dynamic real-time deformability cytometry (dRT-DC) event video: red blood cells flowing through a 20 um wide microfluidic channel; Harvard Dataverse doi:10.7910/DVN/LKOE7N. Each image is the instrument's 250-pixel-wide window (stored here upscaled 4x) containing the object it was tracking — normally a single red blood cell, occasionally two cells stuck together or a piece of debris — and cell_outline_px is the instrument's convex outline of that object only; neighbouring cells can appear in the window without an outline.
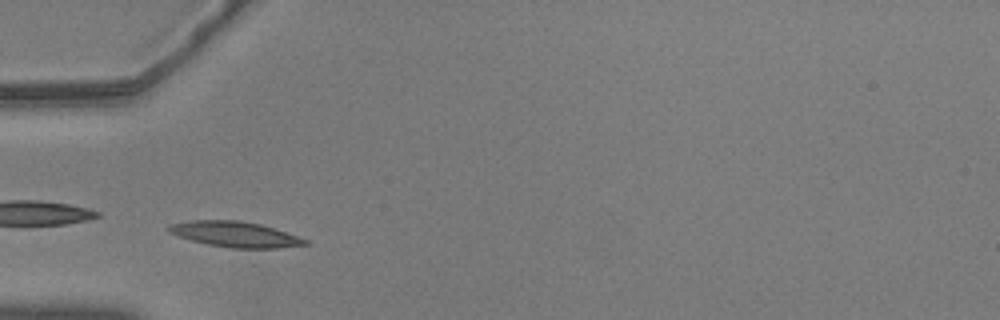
{"species": "common noctule bat (a hibernating species)", "species_latin": "Nyctalus noctula", "temperature_condition": "warm", "stored_images_in_passage": 46, "camera_frame_rate_fps": 3000, "um_per_image_px": 0.085, "animal": {"sex": "male", "body_mass_g": 20.5, "forearm_length_mm": 52.5}, "frame": {"image": 1, "passage_image": 8, "time_ms": 2.333, "image_size_px": [1000, 320], "cell_outline_px": [[308, 244], [276, 248], [228, 248], [208, 244], [176, 236], [168, 232], [164, 228], [168, 224], [192, 220], [240, 220], [260, 224], [308, 240]], "centroid_in_image_um": [19.89, 19.91], "position_along_channel_um": 65.1, "area_um2": 20.23}}
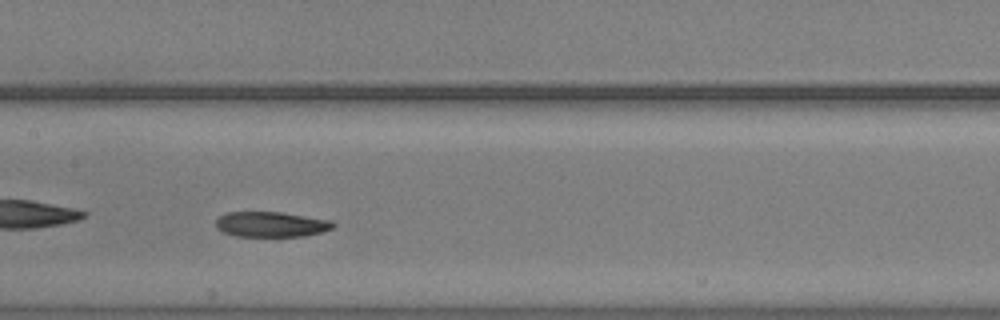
{"frame": {"image": 2, "passage_image": 18, "time_ms": 5.667, "image_size_px": [1000, 320], "cell_outline_px": [[336, 224], [332, 228], [324, 232], [304, 236], [236, 236], [224, 232], [216, 228], [216, 220], [220, 216], [228, 212], [280, 212], [332, 220]], "centroid_in_image_um": [23.08, 19.07], "position_along_channel_um": 184.3, "area_um2": 17.28}}
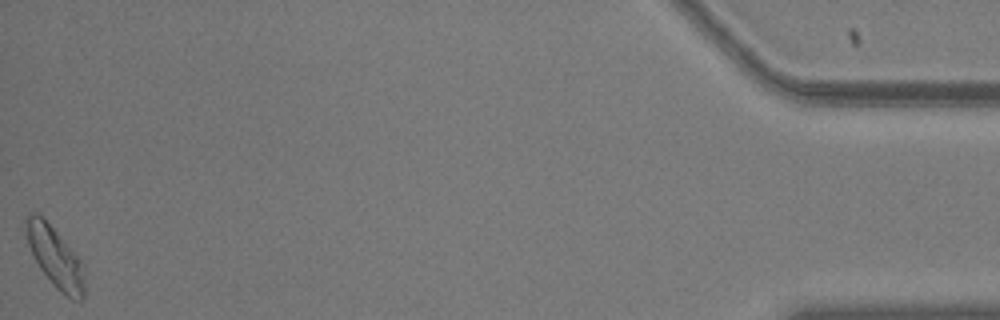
{"frame": {"image": 3, "passage_image": 46, "time_ms": 15.0, "image_size_px": [1000, 320], "cell_outline_px": [[84, 300], [72, 300], [64, 296], [56, 288], [40, 268], [28, 244], [24, 220], [28, 216], [36, 212], [56, 232], [84, 264]], "centroid_in_image_um": [4.72, 21.93], "position_along_channel_um": 430.5, "area_um2": 20.23}, "authors_computed_cell_mechanics": {"area_um2": 18.785, "velocity_mm_per_s": 3.608, "shape_relaxation_time_tau1_ms": 6.7682, "shape_relaxation_time_tau2_ms": 4.2261, "deformation_change_tau1": 0.1656, "deformation_change_tau2": 0.0931}}